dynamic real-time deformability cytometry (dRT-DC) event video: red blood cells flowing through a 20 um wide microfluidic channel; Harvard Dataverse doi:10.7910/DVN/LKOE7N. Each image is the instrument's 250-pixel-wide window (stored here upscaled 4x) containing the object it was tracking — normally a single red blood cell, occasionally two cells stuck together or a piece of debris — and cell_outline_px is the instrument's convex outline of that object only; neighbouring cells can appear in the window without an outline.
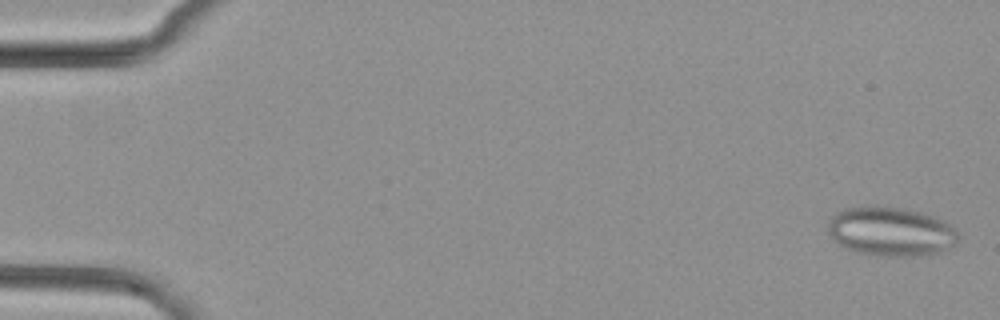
{"species": "common noctule bat (a hibernating species)", "species_latin": "Nyctalus noctula", "temperature_condition": "cold", "stored_images_in_passage": 4, "camera_frame_rate_fps": 3000, "um_per_image_px": 0.085, "animal": {"sex": "female", "body_mass_g": 29.2, "forearm_length_mm": 56.3}, "frame": {"image": 1, "passage_image": 1, "time_ms": 0.0, "image_size_px": [1000, 320], "cell_outline_px": [[960, 236], [956, 244], [928, 256], [880, 256], [856, 252], [844, 248], [832, 240], [828, 232], [828, 224], [832, 216], [836, 212], [844, 208], [876, 204], [904, 208], [920, 212], [932, 216], [948, 224]], "centroid_in_image_um": [75.67, 19.67], "position_along_channel_um": 9.3, "area_um2": 37.8}}